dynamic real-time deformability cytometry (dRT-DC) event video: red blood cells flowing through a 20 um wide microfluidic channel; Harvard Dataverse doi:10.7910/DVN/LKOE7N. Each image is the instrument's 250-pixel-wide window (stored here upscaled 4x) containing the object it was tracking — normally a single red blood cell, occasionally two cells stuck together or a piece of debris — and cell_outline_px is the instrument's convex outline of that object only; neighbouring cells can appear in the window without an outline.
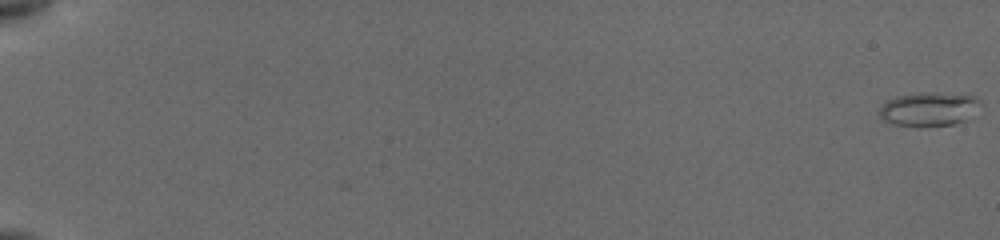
{"species": "common noctule bat (a hibernating species)", "species_latin": "Nyctalus noctula", "temperature_condition": "cold", "stored_images_in_passage": 2, "camera_frame_rate_fps": 3000, "um_per_image_px": 0.085, "animal": {"sex": "female", "body_mass_g": 19.5, "forearm_length_mm": 54.1}, "frame": {"image": 1, "passage_image": 1, "time_ms": 0.0, "image_size_px": [1000, 240], "cell_outline_px": [[984, 104], [968, 120], [956, 124], [920, 128], [892, 124], [884, 120], [876, 112], [888, 100], [896, 96], [920, 92], [932, 92], [976, 96]], "centroid_in_image_um": [79.0, 9.3], "position_along_channel_um": 6.0, "area_um2": 20.75}}